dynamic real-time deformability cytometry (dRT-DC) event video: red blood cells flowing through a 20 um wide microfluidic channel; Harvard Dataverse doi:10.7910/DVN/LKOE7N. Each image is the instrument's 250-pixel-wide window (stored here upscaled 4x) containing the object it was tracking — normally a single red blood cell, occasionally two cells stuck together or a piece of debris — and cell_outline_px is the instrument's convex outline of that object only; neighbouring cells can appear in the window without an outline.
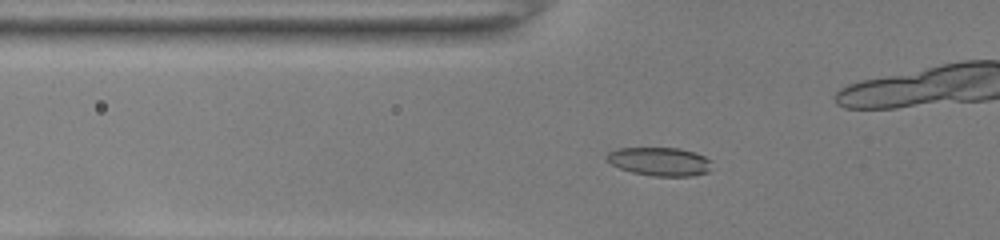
{"species": "common noctule bat (a hibernating species)", "species_latin": "Nyctalus noctula", "temperature_condition": "room temperature", "stored_images_in_passage": 45, "camera_frame_rate_fps": 3000, "um_per_image_px": 0.085, "animal": {"sex": "female", "body_mass_g": 22.0, "forearm_length_mm": 56.7}, "frame": {"image": 1, "passage_image": 13, "time_ms": 4.0, "image_size_px": [1000, 240], "cell_outline_px": [[712, 160], [708, 172], [692, 176], [652, 176], [632, 172], [620, 168], [612, 164], [604, 156], [608, 152], [616, 148], [680, 148], [696, 152]], "centroid_in_image_um": [56.08, 13.72], "position_along_channel_um": 69.7, "area_um2": 17.57}}
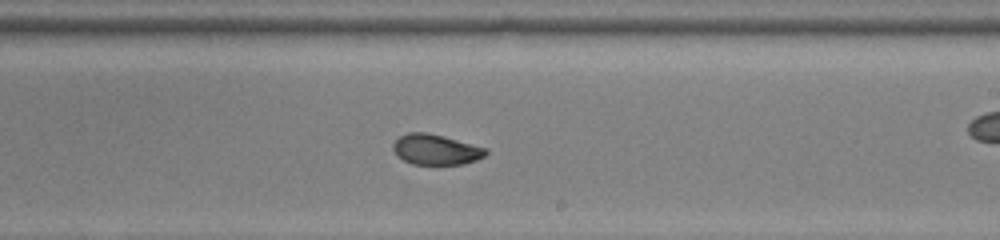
{"frame": {"image": 2, "passage_image": 27, "time_ms": 8.667, "image_size_px": [1000, 240], "cell_outline_px": [[488, 152], [484, 156], [476, 160], [464, 164], [412, 164], [404, 160], [392, 148], [392, 144], [400, 136], [408, 132], [428, 132], [444, 136], [488, 148]], "centroid_in_image_um": [37.07, 12.7], "position_along_channel_um": 251.9, "area_um2": 16.42}}
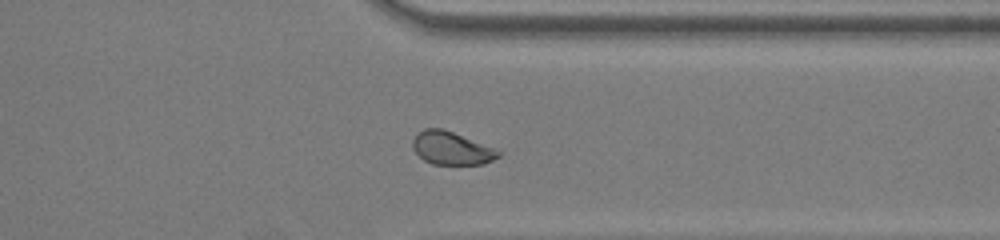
{"frame": {"image": 3, "passage_image": 36, "time_ms": 11.667, "image_size_px": [1000, 240], "cell_outline_px": [[500, 156], [492, 160], [480, 164], [432, 164], [424, 160], [412, 148], [412, 140], [424, 128], [440, 128], [452, 132], [492, 148], [500, 152]], "centroid_in_image_um": [38.32, 12.61], "position_along_channel_um": 373.1, "area_um2": 15.95}}